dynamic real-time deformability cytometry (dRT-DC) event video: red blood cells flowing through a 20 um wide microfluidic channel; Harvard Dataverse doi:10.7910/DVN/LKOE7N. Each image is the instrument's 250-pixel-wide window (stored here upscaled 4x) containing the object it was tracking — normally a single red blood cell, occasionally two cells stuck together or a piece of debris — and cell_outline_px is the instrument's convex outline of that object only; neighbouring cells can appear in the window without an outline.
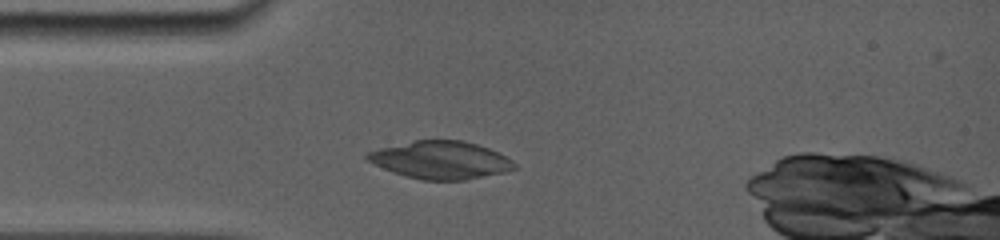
{"species": "common noctule bat (a hibernating species)", "species_latin": "Nyctalus noctula", "temperature_condition": "room temperature", "stored_images_in_passage": 31, "camera_frame_rate_fps": 5000, "um_per_image_px": 0.085, "animal": {"sex": "female", "body_mass_g": 19.0, "forearm_length_mm": 56.7}, "frame": {"image": 1, "passage_image": 1, "time_ms": 0.0, "image_size_px": [1000, 240], "cell_outline_px": [[520, 168], [504, 172], [464, 180], [424, 180], [404, 176], [384, 168], [368, 160], [364, 156], [368, 152], [380, 148], [412, 140], [464, 140], [488, 148], [512, 160]], "centroid_in_image_um": [37.47, 13.6], "position_along_channel_um": 47.5, "area_um2": 32.14}}
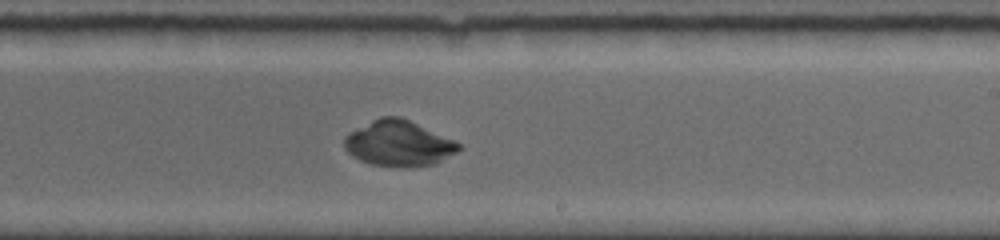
{"frame": {"image": 2, "passage_image": 18, "time_ms": 5.6, "image_size_px": [1000, 240], "cell_outline_px": [[460, 148], [456, 152], [436, 164], [412, 168], [404, 168], [372, 164], [360, 160], [352, 156], [344, 148], [344, 136], [348, 132], [380, 116], [400, 116], [452, 140], [460, 144]], "centroid_in_image_um": [33.84, 12.21], "position_along_channel_um": 255.2, "area_um2": 30.4}}
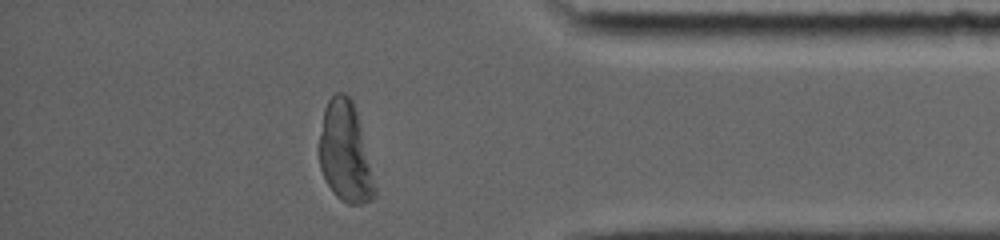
{"frame": {"image": 3, "passage_image": 31, "time_ms": 9.8, "image_size_px": [1000, 240], "cell_outline_px": [[376, 196], [372, 200], [360, 204], [348, 204], [336, 196], [328, 184], [320, 168], [320, 132], [324, 108], [328, 100], [336, 92], [344, 92], [352, 100], [356, 112], [376, 188]], "centroid_in_image_um": [29.34, 12.96], "position_along_channel_um": 405.9, "area_um2": 31.79}}